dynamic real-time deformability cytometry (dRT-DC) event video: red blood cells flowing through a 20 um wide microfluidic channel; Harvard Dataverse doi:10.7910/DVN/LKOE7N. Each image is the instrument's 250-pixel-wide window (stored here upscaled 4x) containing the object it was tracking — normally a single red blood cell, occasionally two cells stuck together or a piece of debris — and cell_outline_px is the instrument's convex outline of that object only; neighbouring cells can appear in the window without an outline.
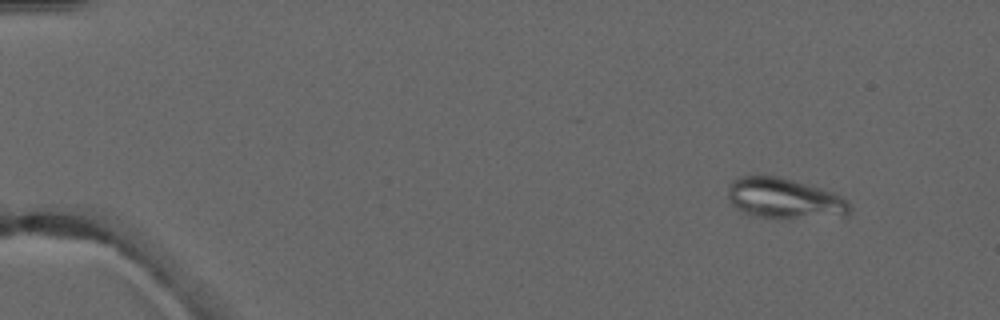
{"species": "common noctule bat (a hibernating species)", "species_latin": "Nyctalus noctula", "temperature_condition": "warm", "stored_images_in_passage": 4, "camera_frame_rate_fps": 3000, "um_per_image_px": 0.085, "animal": {"sex": "male", "forearm_length_mm": 52.5}, "frame": {"image": 1, "passage_image": 2, "time_ms": 1.333, "image_size_px": [1000, 320], "cell_outline_px": [[852, 208], [848, 216], [788, 220], [748, 216], [736, 208], [728, 200], [728, 188], [732, 180], [736, 176], [776, 176], [792, 180], [820, 188], [832, 192], [848, 200]], "centroid_in_image_um": [66.68, 16.92], "position_along_channel_um": 18.3, "area_um2": 29.65}}